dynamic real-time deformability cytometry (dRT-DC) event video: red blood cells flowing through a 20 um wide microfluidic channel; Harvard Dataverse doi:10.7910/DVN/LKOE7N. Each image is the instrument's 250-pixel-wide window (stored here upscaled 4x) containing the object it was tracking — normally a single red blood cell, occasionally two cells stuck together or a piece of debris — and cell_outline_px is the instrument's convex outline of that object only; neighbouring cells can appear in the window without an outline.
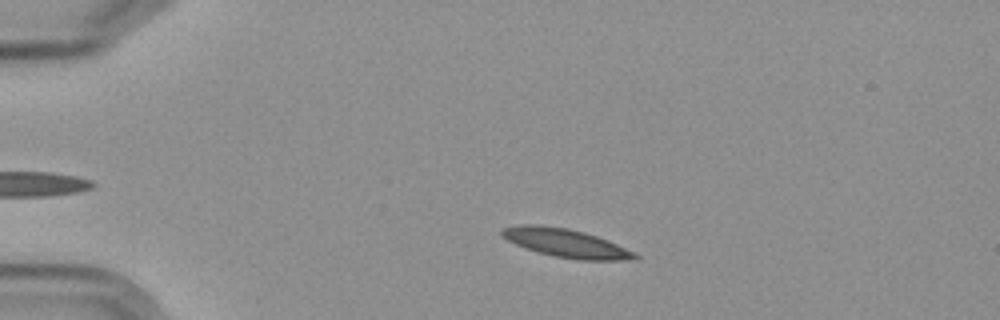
{"species": "Egyptian fruit bat (a non-hibernating species)", "species_latin": "Rousettus aegyptiacus", "temperature_condition": "cold", "stored_images_in_passage": 7, "camera_frame_rate_fps": 3000, "um_per_image_px": 0.085, "frame": {"image": 1, "passage_image": 2, "time_ms": 1.0, "image_size_px": [1000, 320], "cell_outline_px": [[640, 260], [580, 260], [556, 256], [540, 252], [516, 244], [508, 240], [500, 232], [504, 228], [520, 224], [536, 224], [568, 228], [584, 232], [596, 236], [636, 252], [640, 256]], "centroid_in_image_um": [48.17, 20.66], "position_along_channel_um": 36.8, "area_um2": 21.79}}
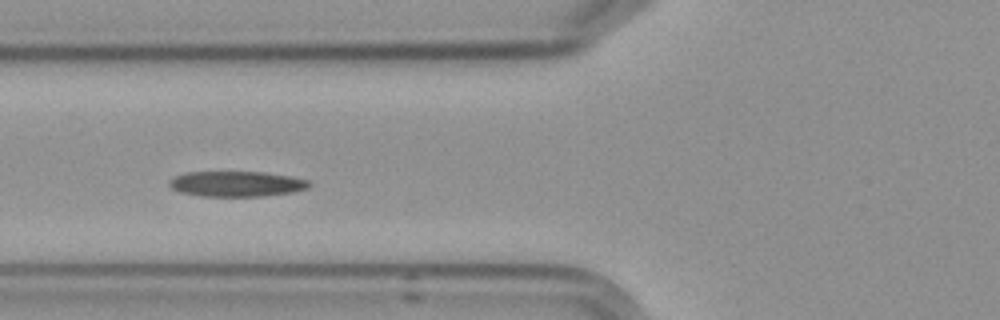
{"frame": {"image": 2, "passage_image": 5, "time_ms": 4.333, "image_size_px": [1000, 320], "cell_outline_px": [[312, 184], [308, 188], [292, 192], [264, 196], [200, 196], [180, 192], [172, 188], [168, 184], [168, 180], [176, 176], [188, 172], [264, 172], [288, 176], [308, 180]], "centroid_in_image_um": [20.1, 15.63], "position_along_channel_um": 105.7, "area_um2": 20.63}}
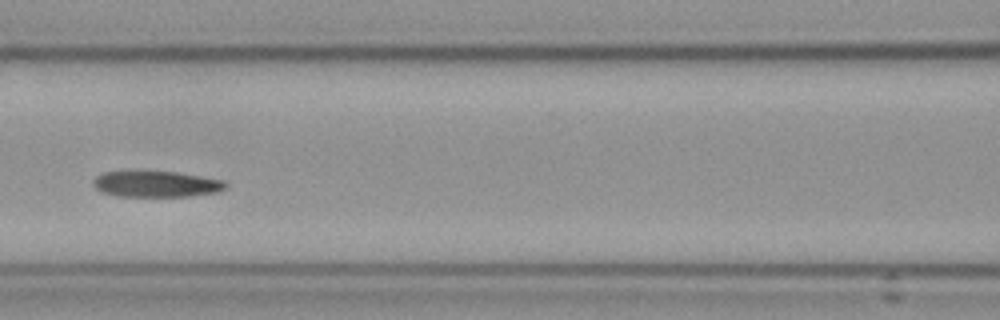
{"frame": {"image": 3, "passage_image": 6, "time_ms": 5.667, "image_size_px": [1000, 320], "cell_outline_px": [[228, 188], [220, 192], [188, 196], [120, 196], [104, 192], [96, 188], [92, 184], [92, 180], [96, 176], [104, 172], [136, 168], [176, 172], [224, 180], [228, 184]], "centroid_in_image_um": [13.26, 15.59], "position_along_channel_um": 153.3, "area_um2": 20.98}}